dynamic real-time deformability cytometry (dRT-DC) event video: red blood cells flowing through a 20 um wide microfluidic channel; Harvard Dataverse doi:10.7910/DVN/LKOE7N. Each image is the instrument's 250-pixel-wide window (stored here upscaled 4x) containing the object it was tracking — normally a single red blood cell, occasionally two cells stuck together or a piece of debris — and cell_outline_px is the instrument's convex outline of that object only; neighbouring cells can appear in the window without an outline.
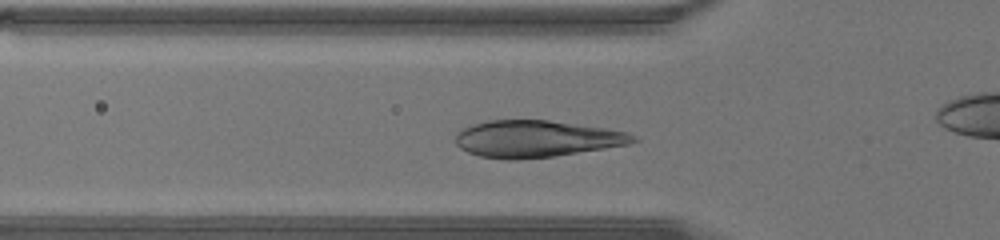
{"species": "human", "species_latin": "Homo sapiens", "temperature_condition": "warm", "stored_images_in_passage": 36, "camera_frame_rate_fps": 3000, "um_per_image_px": 0.085, "donor": {"sex": "male"}, "frame": {"image": 1, "passage_image": 11, "time_ms": 3.333, "image_size_px": [1000, 240], "cell_outline_px": [[640, 140], [628, 144], [604, 148], [552, 156], [516, 160], [508, 160], [480, 156], [468, 152], [460, 148], [456, 144], [456, 132], [472, 124], [488, 120], [548, 120], [604, 128], [628, 132], [636, 136]], "centroid_in_image_um": [45.57, 11.8], "position_along_channel_um": 80.2, "area_um2": 37.92}}
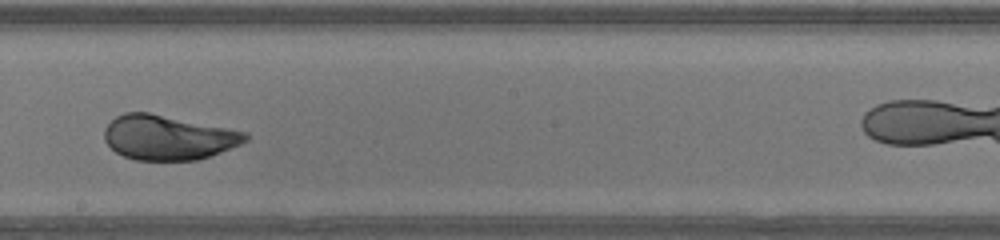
{"frame": {"image": 2, "passage_image": 21, "time_ms": 6.667, "image_size_px": [1000, 240], "cell_outline_px": [[248, 140], [240, 144], [208, 156], [196, 160], [136, 160], [124, 156], [116, 152], [104, 140], [104, 128], [116, 116], [124, 112], [148, 112], [248, 132]], "centroid_in_image_um": [14.26, 11.68], "position_along_channel_um": 233.9, "area_um2": 36.47}}
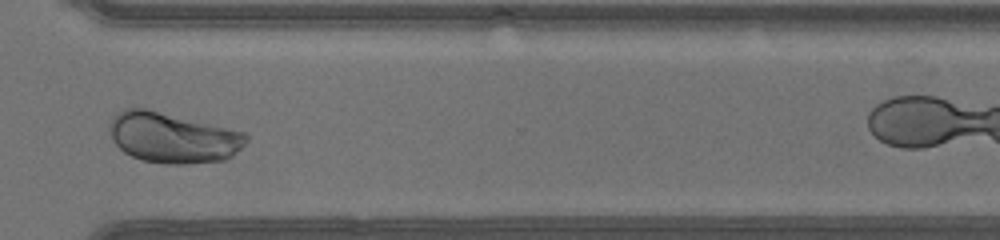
{"frame": {"image": 3, "passage_image": 29, "time_ms": 9.333, "image_size_px": [1000, 240], "cell_outline_px": [[248, 140], [232, 156], [224, 160], [184, 164], [164, 164], [140, 160], [124, 152], [112, 140], [108, 128], [108, 124], [112, 116], [116, 112], [124, 108], [144, 108], [248, 132]], "centroid_in_image_um": [14.66, 11.69], "position_along_channel_um": 355.9, "area_um2": 40.52}}